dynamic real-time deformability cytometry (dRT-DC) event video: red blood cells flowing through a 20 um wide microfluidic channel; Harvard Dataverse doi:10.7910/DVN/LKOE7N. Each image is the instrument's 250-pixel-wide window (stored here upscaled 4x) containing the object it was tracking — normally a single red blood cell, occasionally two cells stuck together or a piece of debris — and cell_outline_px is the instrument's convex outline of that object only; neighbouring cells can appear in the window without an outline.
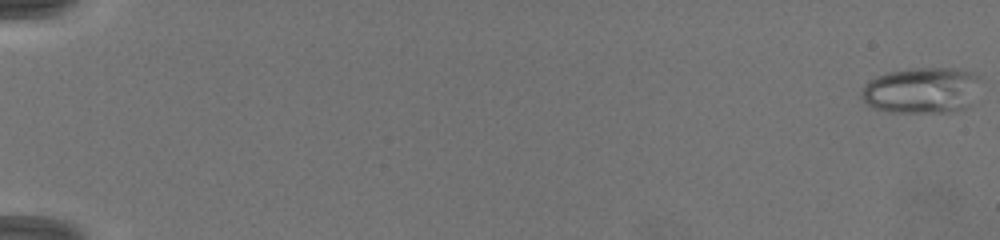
{"species": "common noctule bat (a hibernating species)", "species_latin": "Nyctalus noctula", "temperature_condition": "warm", "stored_images_in_passage": 40, "camera_frame_rate_fps": 3000, "um_per_image_px": 0.085, "animal": {"sex": "female", "body_mass_g": 19.5, "forearm_length_mm": 54.1}, "frame": {"image": 1, "passage_image": 1, "time_ms": 0.0, "image_size_px": [1000, 240], "cell_outline_px": [[980, 76], [968, 104], [964, 108], [948, 112], [888, 112], [872, 108], [860, 96], [860, 92], [864, 84], [876, 76], [888, 72], [912, 68], [956, 68], [972, 72]], "centroid_in_image_um": [78.25, 7.67], "position_along_channel_um": 6.7, "area_um2": 31.67}}
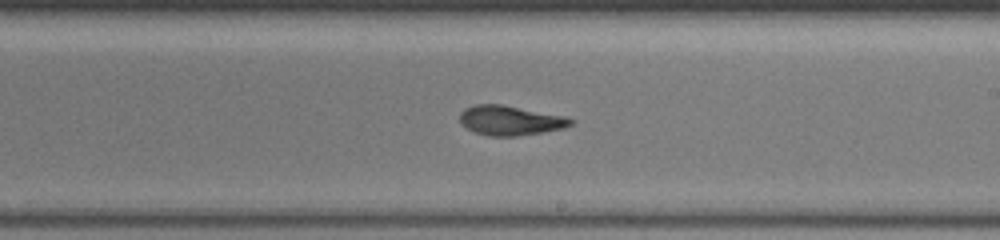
{"frame": {"image": 2, "passage_image": 19, "time_ms": 7.333, "image_size_px": [1000, 240], "cell_outline_px": [[576, 120], [572, 124], [564, 128], [544, 132], [516, 136], [488, 136], [476, 132], [460, 124], [460, 112], [464, 108], [472, 104], [500, 104], [564, 116]], "centroid_in_image_um": [43.35, 10.23], "position_along_channel_um": 245.6, "area_um2": 19.19}}
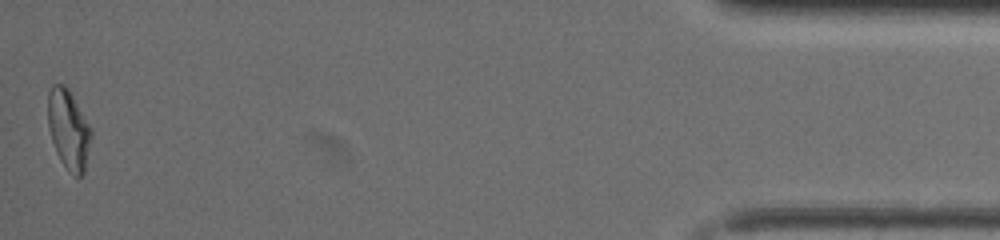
{"frame": {"image": 3, "passage_image": 40, "time_ms": 13.667, "image_size_px": [1000, 240], "cell_outline_px": [[92, 136], [84, 172], [80, 176], [76, 176], [68, 172], [60, 160], [56, 152], [52, 140], [48, 124], [48, 92], [52, 84], [64, 84], [68, 88], [92, 128]], "centroid_in_image_um": [5.83, 11.0], "position_along_channel_um": 429.4, "area_um2": 20.17}, "authors_computed_cell_mechanics": {"area_um2": 19.5942, "velocity_mm_per_s": 4.1653, "shape_relaxation_time_tau1_ms": 5.5454, "shape_relaxation_time_tau2_ms": 1.8283, "deformation_change_tau1": 0.2143, "deformation_change_tau2": 0.0842}}